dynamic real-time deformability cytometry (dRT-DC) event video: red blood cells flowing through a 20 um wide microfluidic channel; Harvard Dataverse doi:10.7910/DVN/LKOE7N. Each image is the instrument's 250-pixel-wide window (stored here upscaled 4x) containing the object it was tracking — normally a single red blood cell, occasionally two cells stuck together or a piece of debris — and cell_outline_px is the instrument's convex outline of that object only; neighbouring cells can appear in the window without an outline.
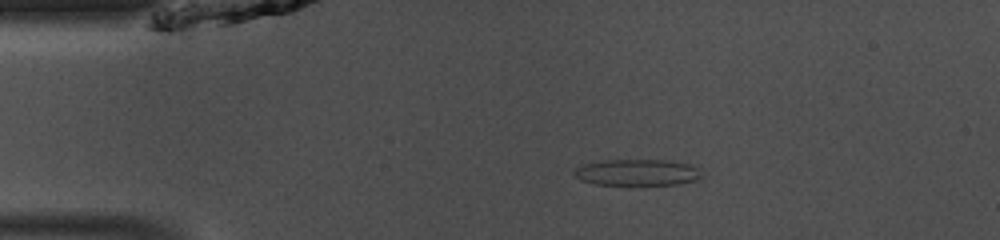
{"species": "common noctule bat (a hibernating species)", "species_latin": "Nyctalus noctula", "temperature_condition": "room temperature", "stored_images_in_passage": 42, "camera_frame_rate_fps": 3000, "um_per_image_px": 0.085, "animal": {"sex": "male", "body_mass_g": 13.0, "forearm_length_mm": 53.1}, "frame": {"image": 1, "passage_image": 3, "time_ms": 0.667, "image_size_px": [1000, 240], "cell_outline_px": [[700, 176], [696, 180], [676, 184], [596, 184], [580, 180], [572, 172], [576, 168], [584, 164], [604, 160], [668, 160], [688, 164], [696, 168]], "centroid_in_image_um": [54.1, 14.65], "position_along_channel_um": 30.9, "area_um2": 19.13}}
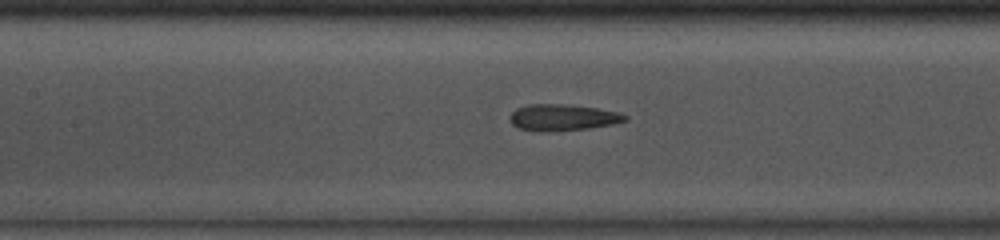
{"frame": {"image": 2, "passage_image": 15, "time_ms": 4.667, "image_size_px": [1000, 240], "cell_outline_px": [[628, 120], [612, 124], [588, 128], [548, 132], [520, 128], [512, 124], [508, 120], [508, 116], [516, 108], [528, 104], [564, 104], [596, 108], [620, 112], [628, 116]], "centroid_in_image_um": [47.81, 9.98], "position_along_channel_um": 159.6, "area_um2": 17.74}}
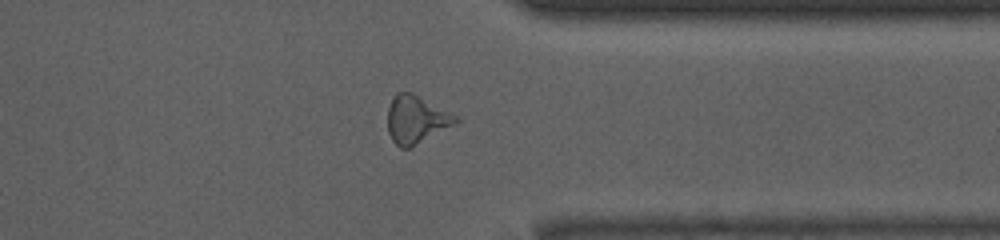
{"frame": {"image": 3, "passage_image": 31, "time_ms": 10.0, "image_size_px": [1000, 240], "cell_outline_px": [[460, 120], [456, 124], [408, 148], [400, 148], [392, 140], [388, 132], [388, 108], [396, 92], [408, 92], [456, 116]], "centroid_in_image_um": [35.34, 10.19], "position_along_channel_um": 376.1, "area_um2": 18.26}, "authors_computed_cell_mechanics": {"area_um2": 18.1781, "velocity_mm_per_s": 4.1297, "shape_relaxation_time_tau1_ms": 8.2285, "shape_relaxation_time_tau2_ms": 1.3641, "deformation_change_tau1": 0.2411, "deformation_change_tau2": 0.0909}}